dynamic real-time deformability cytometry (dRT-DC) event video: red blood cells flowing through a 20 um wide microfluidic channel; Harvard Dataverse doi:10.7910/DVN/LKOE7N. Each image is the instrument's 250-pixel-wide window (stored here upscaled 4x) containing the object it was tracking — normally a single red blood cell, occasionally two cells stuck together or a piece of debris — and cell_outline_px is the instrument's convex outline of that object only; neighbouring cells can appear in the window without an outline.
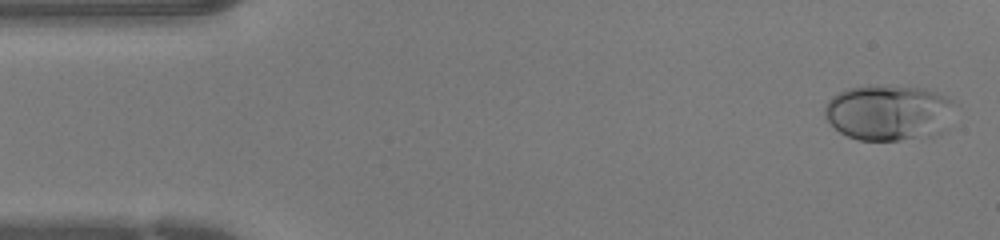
{"species": "human", "species_latin": "Homo sapiens", "temperature_condition": "warm", "stored_images_in_passage": 38, "camera_frame_rate_fps": 3000, "um_per_image_px": 0.085, "donor": {"sex": "female"}, "frame": {"image": 1, "passage_image": 2, "time_ms": 0.333, "image_size_px": [1000, 240], "cell_outline_px": [[952, 100], [948, 104], [912, 136], [900, 140], [860, 140], [848, 136], [840, 132], [824, 116], [824, 104], [836, 92], [848, 88], [924, 88], [948, 96]], "centroid_in_image_um": [75.07, 9.5], "position_along_channel_um": 9.9, "area_um2": 37.22}}
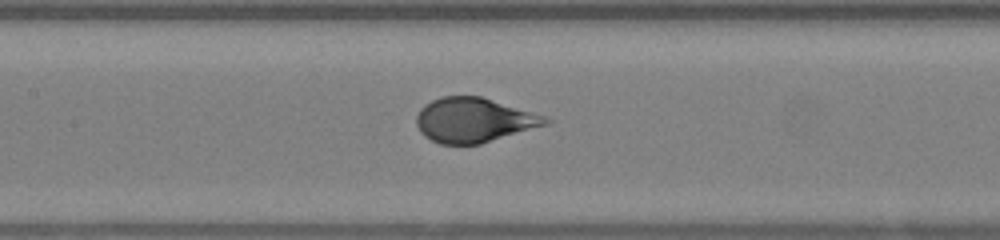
{"frame": {"image": 2, "passage_image": 20, "time_ms": 6.333, "image_size_px": [1000, 240], "cell_outline_px": [[552, 120], [548, 124], [480, 144], [440, 144], [424, 136], [420, 132], [416, 124], [416, 116], [420, 108], [424, 104], [440, 96], [480, 96], [544, 116]], "centroid_in_image_um": [40.23, 10.21], "position_along_channel_um": 167.2, "area_um2": 33.29}}
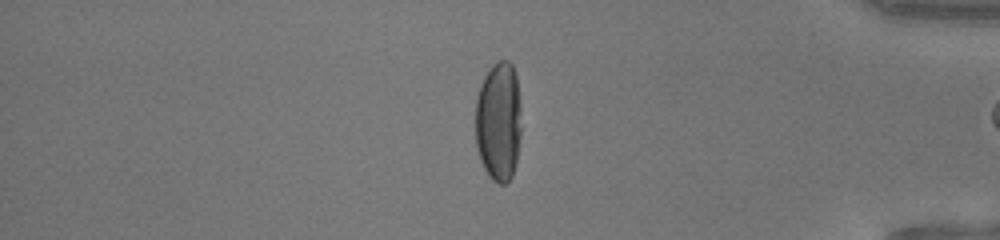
{"frame": {"image": 3, "passage_image": 37, "time_ms": 12.0, "image_size_px": [1000, 240], "cell_outline_px": [[520, 136], [516, 160], [512, 176], [504, 184], [500, 184], [492, 180], [488, 176], [480, 160], [476, 148], [476, 96], [480, 84], [484, 76], [492, 64], [500, 60], [508, 60], [512, 64], [516, 76], [520, 108]], "centroid_in_image_um": [42.36, 10.32], "position_along_channel_um": 392.8, "area_um2": 32.19}}